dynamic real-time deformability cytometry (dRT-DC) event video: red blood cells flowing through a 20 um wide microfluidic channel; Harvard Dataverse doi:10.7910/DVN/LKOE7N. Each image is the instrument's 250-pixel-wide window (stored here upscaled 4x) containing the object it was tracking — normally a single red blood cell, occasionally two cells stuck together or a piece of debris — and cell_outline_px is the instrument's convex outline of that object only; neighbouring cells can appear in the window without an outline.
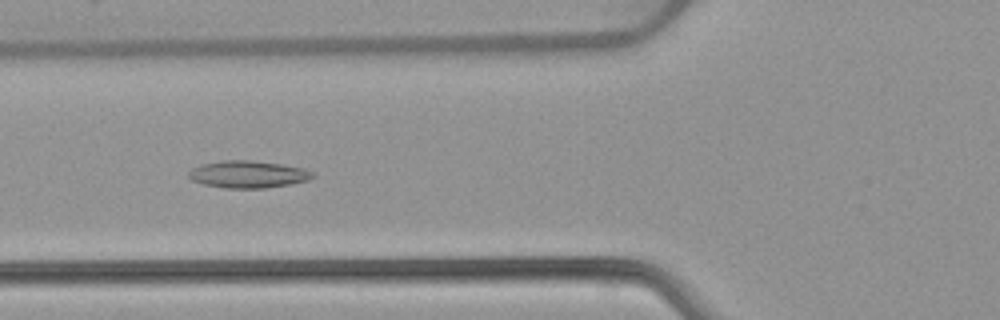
{"species": "common noctule bat (a hibernating species)", "species_latin": "Nyctalus noctula", "temperature_condition": "warm", "stored_images_in_passage": 53, "camera_frame_rate_fps": 3000, "um_per_image_px": 0.085, "animal": {"sex": "female", "body_mass_g": 22.7, "forearm_length_mm": 54.2}, "frame": {"image": 1, "passage_image": 20, "time_ms": 6.333, "image_size_px": [1000, 320], "cell_outline_px": [[316, 176], [308, 180], [292, 184], [264, 188], [224, 188], [204, 184], [192, 180], [188, 176], [188, 172], [192, 168], [200, 164], [224, 160], [252, 160], [280, 164], [304, 168], [312, 172]], "centroid_in_image_um": [21.08, 14.81], "position_along_channel_um": 104.7, "area_um2": 19.71}}
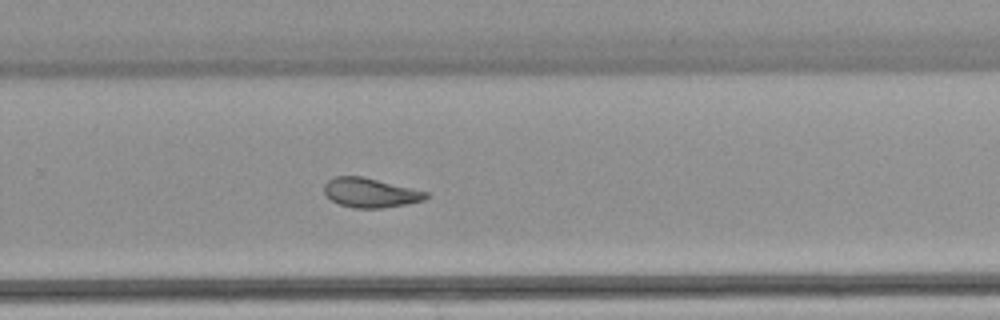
{"frame": {"image": 2, "passage_image": 35, "time_ms": 11.333, "image_size_px": [1000, 320], "cell_outline_px": [[428, 196], [424, 200], [408, 204], [380, 208], [352, 208], [340, 204], [324, 196], [324, 184], [332, 176], [360, 176], [428, 192]], "centroid_in_image_um": [31.43, 16.39], "position_along_channel_um": 298.4, "area_um2": 17.4}}
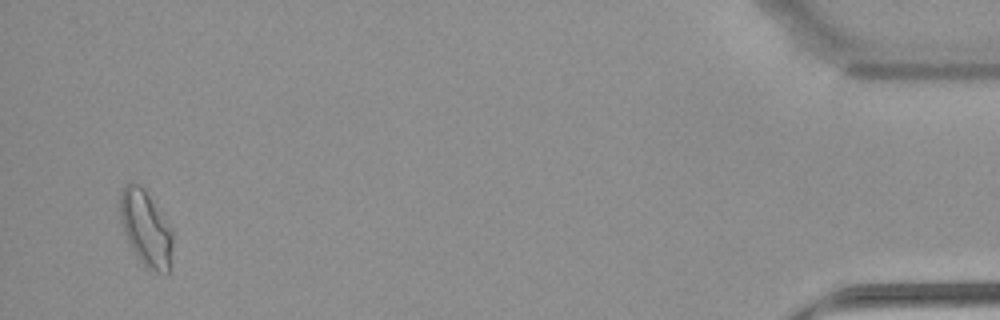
{"frame": {"image": 3, "passage_image": 51, "time_ms": 16.667, "image_size_px": [1000, 320], "cell_outline_px": [[172, 244], [168, 272], [156, 272], [148, 268], [140, 260], [132, 248], [124, 232], [120, 220], [120, 192], [124, 184], [136, 184], [144, 188], [172, 228]], "centroid_in_image_um": [12.39, 19.38], "position_along_channel_um": 422.8, "area_um2": 22.77}, "authors_computed_cell_mechanics": {"area_um2": 19.7098, "velocity_mm_per_s": 3.8767, "shape_relaxation_time_tau1_ms": null, "shape_relaxation_time_tau2_ms": 3.3389, "deformation_change_tau1": null, "deformation_change_tau2": 0.0931}}